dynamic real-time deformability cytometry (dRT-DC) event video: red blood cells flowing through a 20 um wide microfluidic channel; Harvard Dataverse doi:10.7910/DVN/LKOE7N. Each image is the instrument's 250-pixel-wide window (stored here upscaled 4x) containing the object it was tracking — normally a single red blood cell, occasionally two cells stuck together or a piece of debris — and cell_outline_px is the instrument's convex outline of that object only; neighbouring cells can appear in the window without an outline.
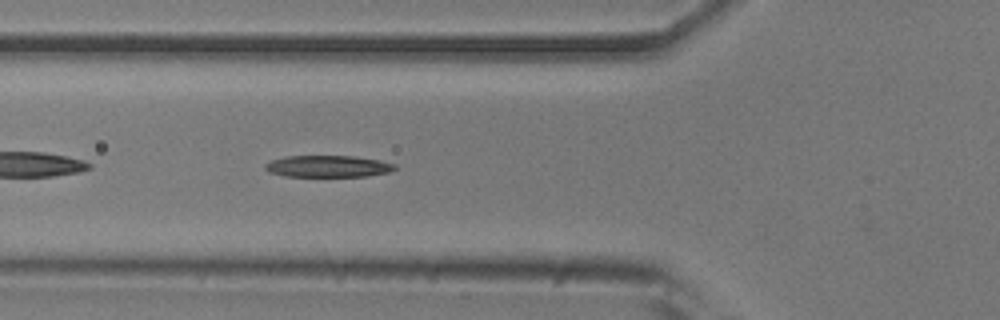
{"species": "common noctule bat (a hibernating species)", "species_latin": "Nyctalus noctula", "temperature_condition": "room temperature", "stored_images_in_passage": 38, "camera_frame_rate_fps": 3000, "um_per_image_px": 0.085, "animal": {"sex": "male", "body_mass_g": 20.5, "forearm_length_mm": 52.5}, "frame": {"image": 1, "passage_image": 5, "time_ms": 1.333, "image_size_px": [1000, 320], "cell_outline_px": [[396, 168], [388, 172], [368, 176], [284, 176], [268, 172], [264, 168], [264, 164], [272, 160], [284, 156], [352, 156], [380, 160], [396, 164]], "centroid_in_image_um": [27.85, 14.13], "position_along_channel_um": 97.9, "area_um2": 16.42}}
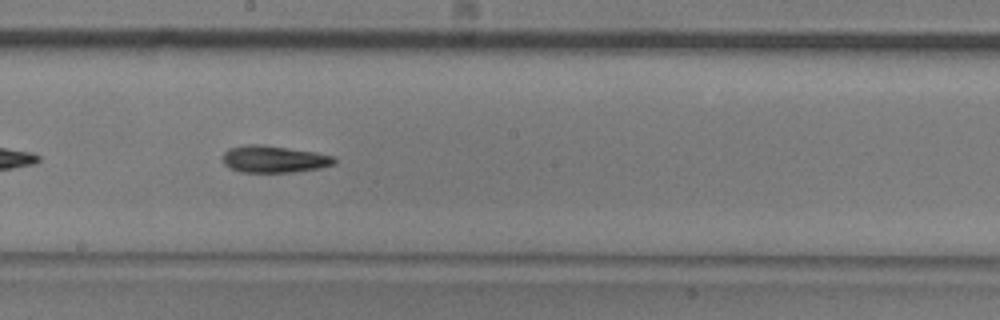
{"frame": {"image": 2, "passage_image": 15, "time_ms": 4.667, "image_size_px": [1000, 320], "cell_outline_px": [[336, 164], [320, 168], [292, 172], [240, 172], [228, 168], [224, 164], [224, 152], [228, 148], [248, 144], [260, 144], [316, 152], [336, 156]], "centroid_in_image_um": [23.31, 13.53], "position_along_channel_um": 224.9, "area_um2": 17.69}}
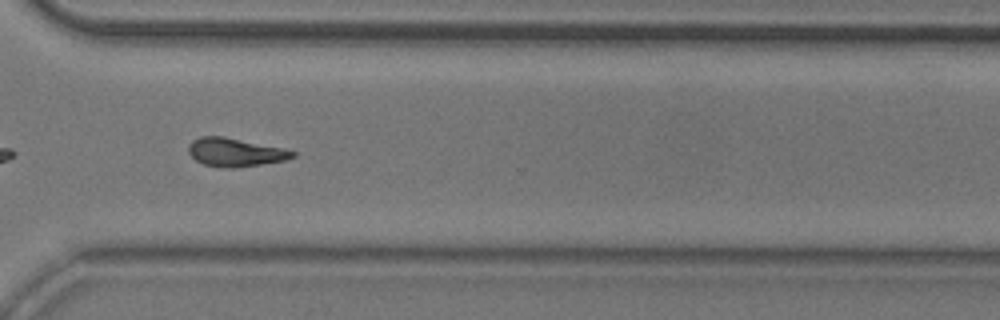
{"frame": {"image": 3, "passage_image": 25, "time_ms": 8.0, "image_size_px": [1000, 320], "cell_outline_px": [[296, 156], [284, 160], [236, 168], [220, 168], [204, 164], [196, 160], [188, 152], [188, 144], [192, 140], [200, 136], [224, 136], [284, 148], [296, 152]], "centroid_in_image_um": [19.97, 12.94], "position_along_channel_um": 350.6, "area_um2": 17.34}, "authors_computed_cell_mechanics": {"area_um2": 16.9354, "velocity_mm_per_s": 3.7804, "shape_relaxation_time_tau1_ms": null, "shape_relaxation_time_tau2_ms": 6.5365, "deformation_change_tau1": null, "deformation_change_tau2": 0.1649}}